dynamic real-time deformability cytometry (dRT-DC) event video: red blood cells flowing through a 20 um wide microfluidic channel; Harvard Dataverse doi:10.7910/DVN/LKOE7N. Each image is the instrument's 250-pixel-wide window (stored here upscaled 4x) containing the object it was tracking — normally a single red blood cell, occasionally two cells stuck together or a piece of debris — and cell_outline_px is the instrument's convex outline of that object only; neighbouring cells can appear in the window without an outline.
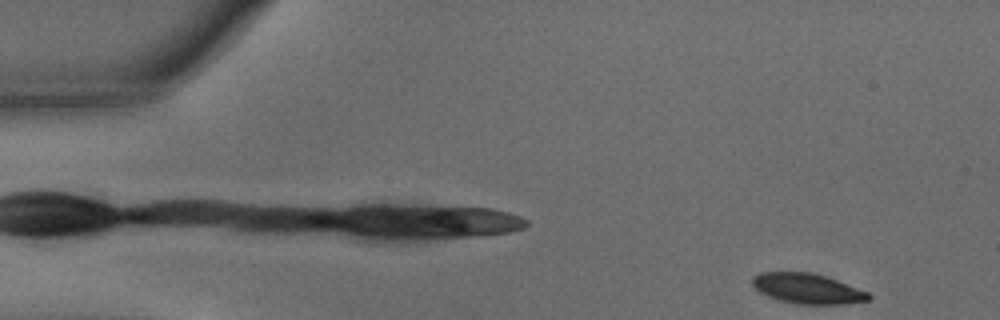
{"species": "common noctule bat (a hibernating species)", "species_latin": "Nyctalus noctula", "temperature_condition": "warm", "stored_images_in_passage": 4, "camera_frame_rate_fps": 3000, "um_per_image_px": 0.085, "animal": {"sex": "male", "body_mass_g": 15.6}, "frame": {"image": 1, "passage_image": 4, "time_ms": 1.0, "image_size_px": [1000, 320], "cell_outline_px": [[872, 296], [868, 300], [844, 304], [796, 304], [780, 300], [768, 296], [760, 292], [752, 284], [752, 276], [760, 272], [812, 272], [836, 280], [868, 292]], "centroid_in_image_um": [68.61, 24.53], "position_along_channel_um": 16.4, "area_um2": 20.29}}